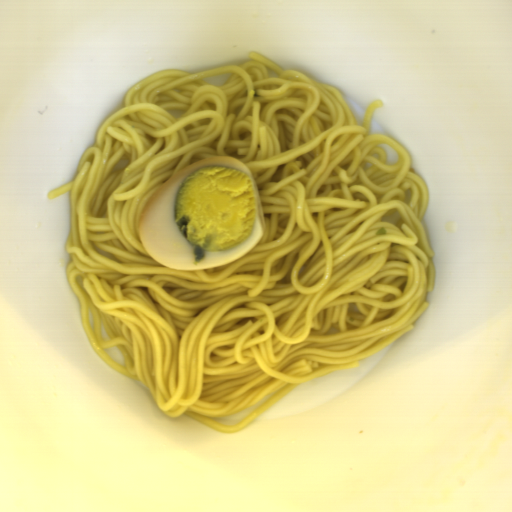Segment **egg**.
Segmentation results:
<instances>
[{"label": "egg", "mask_w": 512, "mask_h": 512, "mask_svg": "<svg viewBox=\"0 0 512 512\" xmlns=\"http://www.w3.org/2000/svg\"><path fill=\"white\" fill-rule=\"evenodd\" d=\"M137 235L167 268L196 270L241 257L263 237L250 166L217 155L176 171L148 201Z\"/></svg>", "instance_id": "1"}]
</instances>
